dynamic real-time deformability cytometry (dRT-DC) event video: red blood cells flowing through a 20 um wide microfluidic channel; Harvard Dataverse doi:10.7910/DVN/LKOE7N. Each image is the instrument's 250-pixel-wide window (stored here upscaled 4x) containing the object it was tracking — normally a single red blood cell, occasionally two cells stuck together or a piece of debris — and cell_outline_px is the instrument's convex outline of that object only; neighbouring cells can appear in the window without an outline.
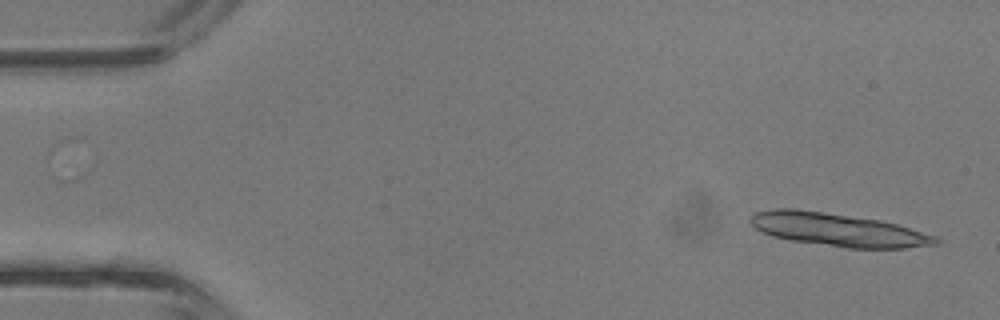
{"species": "common noctule bat (a hibernating species)", "species_latin": "Nyctalus noctula", "temperature_condition": "room temperature", "stored_images_in_passage": 9, "camera_frame_rate_fps": 3000, "um_per_image_px": 0.085, "animal": {"sex": "male", "body_mass_g": 13.3}, "frame": {"image": 1, "passage_image": 1, "time_ms": 0.0, "image_size_px": [1000, 320], "cell_outline_px": [[944, 240], [940, 244], [904, 248], [844, 248], [792, 240], [772, 236], [756, 228], [748, 220], [756, 212], [776, 208], [796, 208], [880, 220], [896, 224], [936, 236]], "centroid_in_image_um": [71.27, 19.53], "position_along_channel_um": 13.7, "area_um2": 35.66}}